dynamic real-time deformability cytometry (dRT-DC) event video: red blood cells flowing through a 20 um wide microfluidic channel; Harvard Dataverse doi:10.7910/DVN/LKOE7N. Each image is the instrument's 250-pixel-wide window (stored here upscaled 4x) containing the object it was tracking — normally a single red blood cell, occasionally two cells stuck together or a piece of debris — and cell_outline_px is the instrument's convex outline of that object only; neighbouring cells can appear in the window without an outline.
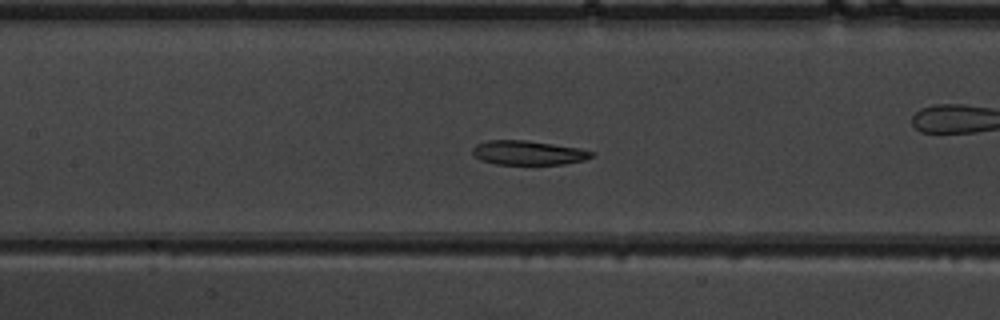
{"species": "common noctule bat (a hibernating species)", "species_latin": "Nyctalus noctula", "temperature_condition": "warm", "stored_images_in_passage": 52, "camera_frame_rate_fps": 3000, "um_per_image_px": 0.085, "animal": {"sex": "male", "body_mass_g": 19.5, "forearm_length_mm": 54.6}, "frame": {"image": 1, "passage_image": 24, "time_ms": 7.667, "image_size_px": [1000, 320], "cell_outline_px": [[596, 156], [584, 160], [564, 164], [496, 164], [480, 160], [472, 152], [472, 148], [476, 144], [488, 140], [524, 140], [580, 148], [596, 152]], "centroid_in_image_um": [44.93, 12.98], "position_along_channel_um": 162.5, "area_um2": 16.88}}
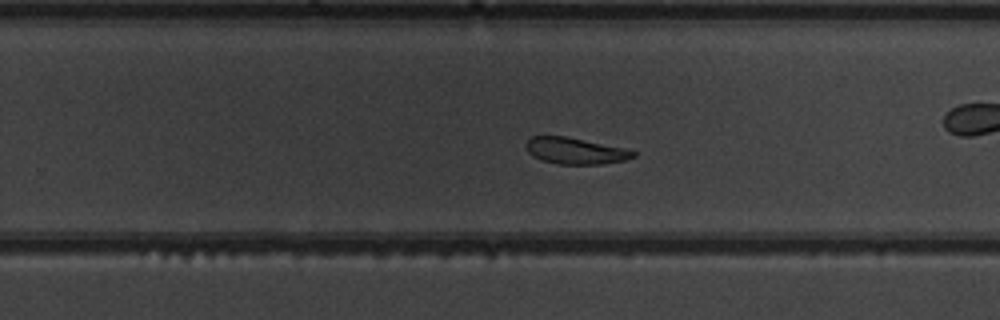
{"frame": {"image": 2, "passage_image": 33, "time_ms": 10.667, "image_size_px": [1000, 320], "cell_outline_px": [[636, 156], [624, 160], [600, 164], [556, 164], [540, 160], [532, 156], [528, 152], [524, 144], [532, 136], [564, 136], [632, 148], [636, 152]], "centroid_in_image_um": [48.94, 12.81], "position_along_channel_um": 280.9, "area_um2": 16.88}}
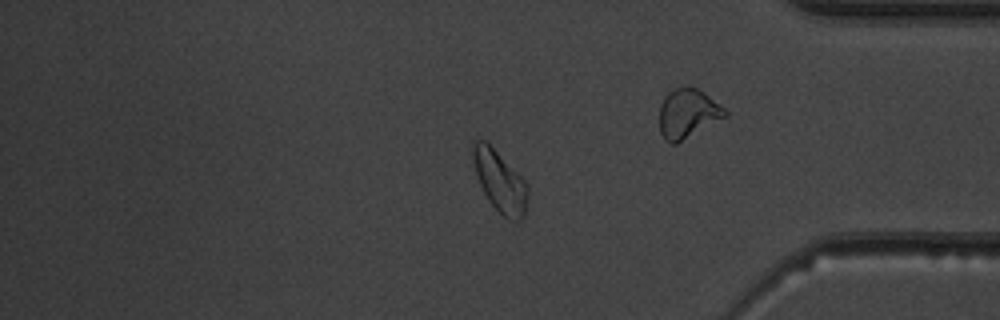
{"frame": {"image": 3, "passage_image": 43, "time_ms": 14.0, "image_size_px": [1000, 320], "cell_outline_px": [[528, 196], [524, 216], [520, 220], [516, 220], [504, 216], [488, 200], [480, 184], [472, 160], [472, 140], [484, 140], [528, 184]], "centroid_in_image_um": [42.48, 15.41], "position_along_channel_um": 392.7, "area_um2": 18.96}, "authors_computed_cell_mechanics": {"area_um2": 19.4208, "velocity_mm_per_s": 3.9613, "shape_relaxation_time_tau1_ms": null, "shape_relaxation_time_tau2_ms": 3.4074, "deformation_change_tau1": null, "deformation_change_tau2": 0.0937}}